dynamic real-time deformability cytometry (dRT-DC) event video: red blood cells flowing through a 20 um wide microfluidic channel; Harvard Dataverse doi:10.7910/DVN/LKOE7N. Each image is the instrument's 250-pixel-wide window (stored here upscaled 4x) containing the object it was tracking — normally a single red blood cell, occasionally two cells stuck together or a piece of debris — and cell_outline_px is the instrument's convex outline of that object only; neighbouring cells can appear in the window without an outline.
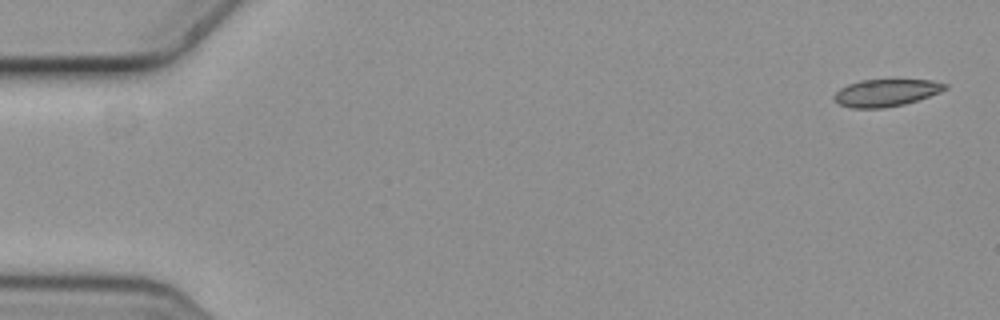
{"species": "common noctule bat (a hibernating species)", "species_latin": "Nyctalus noctula", "temperature_condition": "cold", "stored_images_in_passage": 11, "camera_frame_rate_fps": 3000, "um_per_image_px": 0.085, "animal": {"sex": "female", "body_mass_g": 19.3, "forearm_length_mm": 54.1}, "frame": {"image": 1, "passage_image": 1, "time_ms": 0.0, "image_size_px": [1000, 320], "cell_outline_px": [[948, 88], [940, 92], [904, 104], [884, 108], [852, 108], [840, 104], [832, 96], [840, 88], [848, 84], [860, 80], [932, 80], [948, 84]], "centroid_in_image_um": [75.31, 7.88], "position_along_channel_um": 9.7, "area_um2": 17.46}}
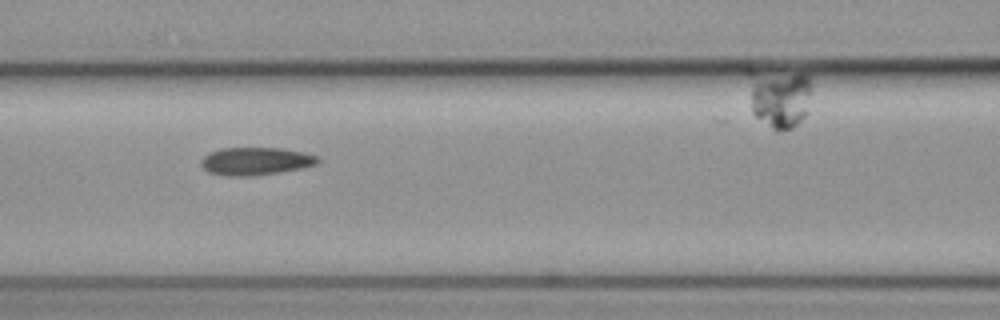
{"frame": {"image": 2, "passage_image": 7, "time_ms": 2.0, "image_size_px": [1000, 320], "cell_outline_px": [[320, 160], [316, 164], [300, 168], [252, 176], [224, 176], [208, 172], [200, 164], [200, 160], [208, 152], [220, 148], [284, 148], [304, 152], [320, 156]], "centroid_in_image_um": [21.7, 13.69], "position_along_channel_um": 144.9, "area_um2": 19.02}}
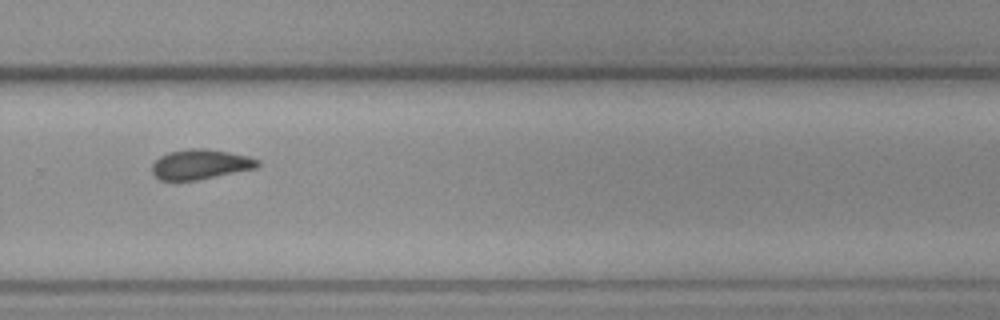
{"frame": {"image": 3, "passage_image": 11, "time_ms": 3.333, "image_size_px": [1000, 320], "cell_outline_px": [[260, 164], [256, 168], [196, 180], [160, 180], [152, 172], [152, 164], [160, 156], [168, 152], [192, 148], [204, 148], [228, 152], [248, 156], [260, 160]], "centroid_in_image_um": [17.03, 13.96], "position_along_channel_um": 312.8, "area_um2": 18.26}}